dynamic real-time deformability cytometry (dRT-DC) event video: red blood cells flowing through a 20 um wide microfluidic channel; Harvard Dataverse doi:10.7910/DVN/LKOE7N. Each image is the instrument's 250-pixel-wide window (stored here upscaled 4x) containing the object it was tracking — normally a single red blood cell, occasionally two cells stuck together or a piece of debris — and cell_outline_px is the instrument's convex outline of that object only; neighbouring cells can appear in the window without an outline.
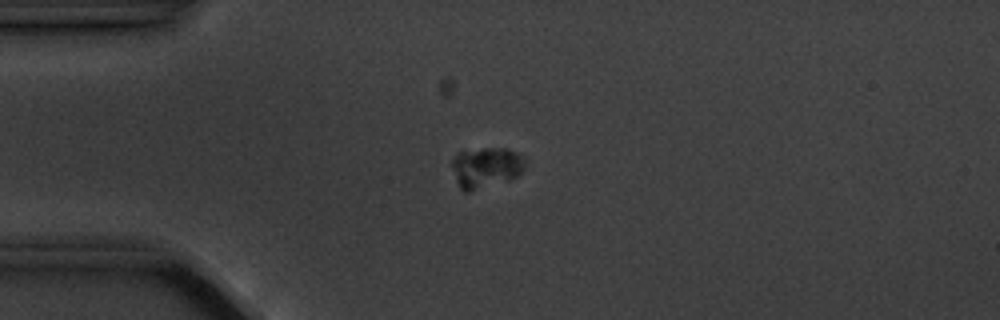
{"species": "common noctule bat (a hibernating species)", "species_latin": "Nyctalus noctula", "temperature_condition": "cold", "stored_images_in_passage": 4, "camera_frame_rate_fps": 3000, "um_per_image_px": 0.085, "animal": {"sex": "male", "body_mass_g": 20.1, "forearm_length_mm": 53.5}, "frame": {"image": 1, "passage_image": 4, "time_ms": 3.667, "image_size_px": [1000, 320], "cell_outline_px": [[524, 168], [516, 176], [508, 180], [468, 192], [464, 192], [460, 188], [456, 180], [452, 164], [452, 160], [460, 152], [484, 148], [504, 148], [516, 152], [524, 160]], "centroid_in_image_um": [41.29, 14.24], "position_along_channel_um": 43.7, "area_um2": 16.88}}